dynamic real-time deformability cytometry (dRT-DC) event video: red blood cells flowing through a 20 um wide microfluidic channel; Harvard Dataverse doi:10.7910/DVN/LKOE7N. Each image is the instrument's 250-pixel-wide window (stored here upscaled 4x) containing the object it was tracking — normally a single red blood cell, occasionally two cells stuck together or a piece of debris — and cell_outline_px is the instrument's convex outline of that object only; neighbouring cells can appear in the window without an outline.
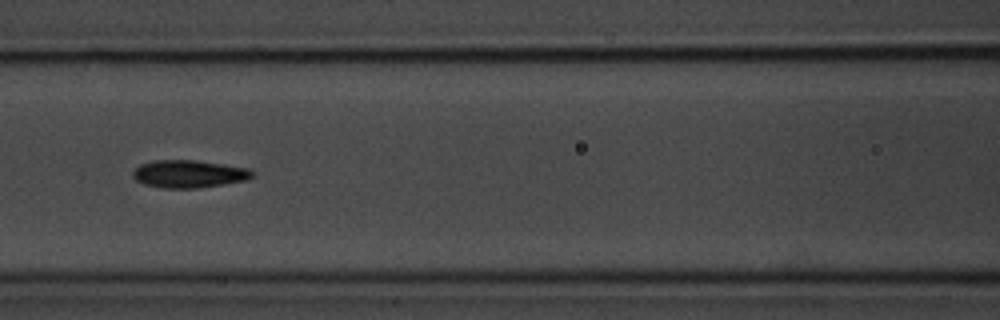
{"species": "common noctule bat (a hibernating species)", "species_latin": "Nyctalus noctula", "temperature_condition": "room temperature", "stored_images_in_passage": 7, "camera_frame_rate_fps": 3000, "um_per_image_px": 0.085, "animal": {"sex": "male", "body_mass_g": 20.1, "forearm_length_mm": 53.5}, "frame": {"image": 1, "passage_image": 7, "time_ms": 7.0, "image_size_px": [1000, 320], "cell_outline_px": [[256, 176], [248, 180], [200, 188], [164, 188], [144, 184], [136, 180], [132, 176], [132, 172], [140, 164], [152, 160], [196, 160], [224, 164], [248, 168], [256, 172]], "centroid_in_image_um": [16.1, 14.78], "position_along_channel_um": 150.5, "area_um2": 19.54}}